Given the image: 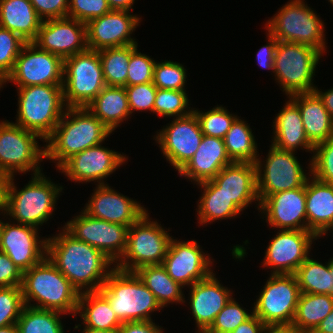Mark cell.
Segmentation results:
<instances>
[{
  "mask_svg": "<svg viewBox=\"0 0 333 333\" xmlns=\"http://www.w3.org/2000/svg\"><path fill=\"white\" fill-rule=\"evenodd\" d=\"M263 333H299L291 325L266 326Z\"/></svg>",
  "mask_w": 333,
  "mask_h": 333,
  "instance_id": "6125c7cd",
  "label": "cell"
},
{
  "mask_svg": "<svg viewBox=\"0 0 333 333\" xmlns=\"http://www.w3.org/2000/svg\"><path fill=\"white\" fill-rule=\"evenodd\" d=\"M203 133L194 112L185 117L173 118L153 137L176 171L180 170L198 150Z\"/></svg>",
  "mask_w": 333,
  "mask_h": 333,
  "instance_id": "e0dca14e",
  "label": "cell"
},
{
  "mask_svg": "<svg viewBox=\"0 0 333 333\" xmlns=\"http://www.w3.org/2000/svg\"><path fill=\"white\" fill-rule=\"evenodd\" d=\"M77 314L82 318L83 328L118 331L122 325L108 300L99 291L80 293Z\"/></svg>",
  "mask_w": 333,
  "mask_h": 333,
  "instance_id": "d6a6232c",
  "label": "cell"
},
{
  "mask_svg": "<svg viewBox=\"0 0 333 333\" xmlns=\"http://www.w3.org/2000/svg\"><path fill=\"white\" fill-rule=\"evenodd\" d=\"M189 295L191 313L198 327L197 333H205L233 297L232 291L220 284L214 272L190 286Z\"/></svg>",
  "mask_w": 333,
  "mask_h": 333,
  "instance_id": "d4e9b609",
  "label": "cell"
},
{
  "mask_svg": "<svg viewBox=\"0 0 333 333\" xmlns=\"http://www.w3.org/2000/svg\"><path fill=\"white\" fill-rule=\"evenodd\" d=\"M265 328L266 325L253 314L248 320L241 323L231 333H263Z\"/></svg>",
  "mask_w": 333,
  "mask_h": 333,
  "instance_id": "9f6ffc18",
  "label": "cell"
},
{
  "mask_svg": "<svg viewBox=\"0 0 333 333\" xmlns=\"http://www.w3.org/2000/svg\"><path fill=\"white\" fill-rule=\"evenodd\" d=\"M10 178L11 177L0 168V211L4 209Z\"/></svg>",
  "mask_w": 333,
  "mask_h": 333,
  "instance_id": "680465c9",
  "label": "cell"
},
{
  "mask_svg": "<svg viewBox=\"0 0 333 333\" xmlns=\"http://www.w3.org/2000/svg\"><path fill=\"white\" fill-rule=\"evenodd\" d=\"M272 145L284 151L298 148L314 152V145L306 136L298 106L289 98L273 120Z\"/></svg>",
  "mask_w": 333,
  "mask_h": 333,
  "instance_id": "83f0119b",
  "label": "cell"
},
{
  "mask_svg": "<svg viewBox=\"0 0 333 333\" xmlns=\"http://www.w3.org/2000/svg\"><path fill=\"white\" fill-rule=\"evenodd\" d=\"M127 99L131 114L134 111H147L154 113V102L157 87L153 82L126 86Z\"/></svg>",
  "mask_w": 333,
  "mask_h": 333,
  "instance_id": "f907efd6",
  "label": "cell"
},
{
  "mask_svg": "<svg viewBox=\"0 0 333 333\" xmlns=\"http://www.w3.org/2000/svg\"><path fill=\"white\" fill-rule=\"evenodd\" d=\"M331 4H332V6H333V0H328Z\"/></svg>",
  "mask_w": 333,
  "mask_h": 333,
  "instance_id": "a7ac6f4b",
  "label": "cell"
},
{
  "mask_svg": "<svg viewBox=\"0 0 333 333\" xmlns=\"http://www.w3.org/2000/svg\"><path fill=\"white\" fill-rule=\"evenodd\" d=\"M26 43L14 32L0 27V84L12 72L16 58Z\"/></svg>",
  "mask_w": 333,
  "mask_h": 333,
  "instance_id": "7bdbcfd3",
  "label": "cell"
},
{
  "mask_svg": "<svg viewBox=\"0 0 333 333\" xmlns=\"http://www.w3.org/2000/svg\"><path fill=\"white\" fill-rule=\"evenodd\" d=\"M243 212L251 202H260L257 192L255 163H237L225 166L212 180Z\"/></svg>",
  "mask_w": 333,
  "mask_h": 333,
  "instance_id": "484cf974",
  "label": "cell"
},
{
  "mask_svg": "<svg viewBox=\"0 0 333 333\" xmlns=\"http://www.w3.org/2000/svg\"><path fill=\"white\" fill-rule=\"evenodd\" d=\"M259 210L273 229L307 230L306 184L267 196Z\"/></svg>",
  "mask_w": 333,
  "mask_h": 333,
  "instance_id": "603a6c76",
  "label": "cell"
},
{
  "mask_svg": "<svg viewBox=\"0 0 333 333\" xmlns=\"http://www.w3.org/2000/svg\"><path fill=\"white\" fill-rule=\"evenodd\" d=\"M111 10H132L135 0H107Z\"/></svg>",
  "mask_w": 333,
  "mask_h": 333,
  "instance_id": "94428289",
  "label": "cell"
},
{
  "mask_svg": "<svg viewBox=\"0 0 333 333\" xmlns=\"http://www.w3.org/2000/svg\"><path fill=\"white\" fill-rule=\"evenodd\" d=\"M63 70L64 60L61 57L29 42L23 46L12 72L1 83V87L8 82L17 87L63 85Z\"/></svg>",
  "mask_w": 333,
  "mask_h": 333,
  "instance_id": "5bb4252c",
  "label": "cell"
},
{
  "mask_svg": "<svg viewBox=\"0 0 333 333\" xmlns=\"http://www.w3.org/2000/svg\"><path fill=\"white\" fill-rule=\"evenodd\" d=\"M307 231L319 237L333 223V185L316 179L306 182Z\"/></svg>",
  "mask_w": 333,
  "mask_h": 333,
  "instance_id": "f546056e",
  "label": "cell"
},
{
  "mask_svg": "<svg viewBox=\"0 0 333 333\" xmlns=\"http://www.w3.org/2000/svg\"><path fill=\"white\" fill-rule=\"evenodd\" d=\"M137 44L99 50L106 86H127L128 63Z\"/></svg>",
  "mask_w": 333,
  "mask_h": 333,
  "instance_id": "f35d334b",
  "label": "cell"
},
{
  "mask_svg": "<svg viewBox=\"0 0 333 333\" xmlns=\"http://www.w3.org/2000/svg\"><path fill=\"white\" fill-rule=\"evenodd\" d=\"M30 2L43 21L67 17L69 0H30Z\"/></svg>",
  "mask_w": 333,
  "mask_h": 333,
  "instance_id": "816d5d0a",
  "label": "cell"
},
{
  "mask_svg": "<svg viewBox=\"0 0 333 333\" xmlns=\"http://www.w3.org/2000/svg\"><path fill=\"white\" fill-rule=\"evenodd\" d=\"M0 333H18L17 325L12 324V325L0 327Z\"/></svg>",
  "mask_w": 333,
  "mask_h": 333,
  "instance_id": "be15d7a7",
  "label": "cell"
},
{
  "mask_svg": "<svg viewBox=\"0 0 333 333\" xmlns=\"http://www.w3.org/2000/svg\"><path fill=\"white\" fill-rule=\"evenodd\" d=\"M311 175L333 185V137L314 146Z\"/></svg>",
  "mask_w": 333,
  "mask_h": 333,
  "instance_id": "bcb514c9",
  "label": "cell"
},
{
  "mask_svg": "<svg viewBox=\"0 0 333 333\" xmlns=\"http://www.w3.org/2000/svg\"><path fill=\"white\" fill-rule=\"evenodd\" d=\"M209 256L200 249L197 241L185 242L172 238L162 265L175 282L190 287L213 272V262Z\"/></svg>",
  "mask_w": 333,
  "mask_h": 333,
  "instance_id": "ac0fdd59",
  "label": "cell"
},
{
  "mask_svg": "<svg viewBox=\"0 0 333 333\" xmlns=\"http://www.w3.org/2000/svg\"><path fill=\"white\" fill-rule=\"evenodd\" d=\"M186 78V69L178 62L155 63L153 84L158 89L185 90Z\"/></svg>",
  "mask_w": 333,
  "mask_h": 333,
  "instance_id": "ee69618b",
  "label": "cell"
},
{
  "mask_svg": "<svg viewBox=\"0 0 333 333\" xmlns=\"http://www.w3.org/2000/svg\"><path fill=\"white\" fill-rule=\"evenodd\" d=\"M232 163L226 152L224 139L203 135L198 150L178 174L199 184L212 180L225 166Z\"/></svg>",
  "mask_w": 333,
  "mask_h": 333,
  "instance_id": "4316f807",
  "label": "cell"
},
{
  "mask_svg": "<svg viewBox=\"0 0 333 333\" xmlns=\"http://www.w3.org/2000/svg\"><path fill=\"white\" fill-rule=\"evenodd\" d=\"M299 108L304 130L315 146L333 137V119L315 92L288 96Z\"/></svg>",
  "mask_w": 333,
  "mask_h": 333,
  "instance_id": "f1b7e54d",
  "label": "cell"
},
{
  "mask_svg": "<svg viewBox=\"0 0 333 333\" xmlns=\"http://www.w3.org/2000/svg\"><path fill=\"white\" fill-rule=\"evenodd\" d=\"M136 49L128 63L127 86L153 82L155 60Z\"/></svg>",
  "mask_w": 333,
  "mask_h": 333,
  "instance_id": "c3c4849f",
  "label": "cell"
},
{
  "mask_svg": "<svg viewBox=\"0 0 333 333\" xmlns=\"http://www.w3.org/2000/svg\"><path fill=\"white\" fill-rule=\"evenodd\" d=\"M295 153L278 149L271 144L266 162L261 161L258 154L255 166L260 203L271 194L300 188L306 184L311 175V160L306 174ZM262 162L265 163L264 166Z\"/></svg>",
  "mask_w": 333,
  "mask_h": 333,
  "instance_id": "7c38bea8",
  "label": "cell"
},
{
  "mask_svg": "<svg viewBox=\"0 0 333 333\" xmlns=\"http://www.w3.org/2000/svg\"><path fill=\"white\" fill-rule=\"evenodd\" d=\"M87 108L111 132L131 115L125 87L105 86Z\"/></svg>",
  "mask_w": 333,
  "mask_h": 333,
  "instance_id": "1f68e13d",
  "label": "cell"
},
{
  "mask_svg": "<svg viewBox=\"0 0 333 333\" xmlns=\"http://www.w3.org/2000/svg\"><path fill=\"white\" fill-rule=\"evenodd\" d=\"M111 11L107 0H69L67 17L87 24Z\"/></svg>",
  "mask_w": 333,
  "mask_h": 333,
  "instance_id": "681fc988",
  "label": "cell"
},
{
  "mask_svg": "<svg viewBox=\"0 0 333 333\" xmlns=\"http://www.w3.org/2000/svg\"><path fill=\"white\" fill-rule=\"evenodd\" d=\"M256 302L253 314L266 326L292 325L300 289L294 274H271Z\"/></svg>",
  "mask_w": 333,
  "mask_h": 333,
  "instance_id": "4fadbf2b",
  "label": "cell"
},
{
  "mask_svg": "<svg viewBox=\"0 0 333 333\" xmlns=\"http://www.w3.org/2000/svg\"><path fill=\"white\" fill-rule=\"evenodd\" d=\"M23 272L0 251V287L21 286Z\"/></svg>",
  "mask_w": 333,
  "mask_h": 333,
  "instance_id": "f5cc1de1",
  "label": "cell"
},
{
  "mask_svg": "<svg viewBox=\"0 0 333 333\" xmlns=\"http://www.w3.org/2000/svg\"><path fill=\"white\" fill-rule=\"evenodd\" d=\"M24 306L20 286L0 287V327L16 324Z\"/></svg>",
  "mask_w": 333,
  "mask_h": 333,
  "instance_id": "7dc6e473",
  "label": "cell"
},
{
  "mask_svg": "<svg viewBox=\"0 0 333 333\" xmlns=\"http://www.w3.org/2000/svg\"><path fill=\"white\" fill-rule=\"evenodd\" d=\"M323 56L315 48L303 44L278 41L274 57L275 80L288 96L314 92L316 65Z\"/></svg>",
  "mask_w": 333,
  "mask_h": 333,
  "instance_id": "9c48e42d",
  "label": "cell"
},
{
  "mask_svg": "<svg viewBox=\"0 0 333 333\" xmlns=\"http://www.w3.org/2000/svg\"><path fill=\"white\" fill-rule=\"evenodd\" d=\"M140 20L141 17L125 10H111L101 17L90 20L86 24L88 49L99 51L138 44L131 34Z\"/></svg>",
  "mask_w": 333,
  "mask_h": 333,
  "instance_id": "7402d4cb",
  "label": "cell"
},
{
  "mask_svg": "<svg viewBox=\"0 0 333 333\" xmlns=\"http://www.w3.org/2000/svg\"><path fill=\"white\" fill-rule=\"evenodd\" d=\"M203 188L202 196L198 200L197 214L199 224L205 225L217 220L235 218L242 211L226 194L211 181L199 184Z\"/></svg>",
  "mask_w": 333,
  "mask_h": 333,
  "instance_id": "836d02e7",
  "label": "cell"
},
{
  "mask_svg": "<svg viewBox=\"0 0 333 333\" xmlns=\"http://www.w3.org/2000/svg\"><path fill=\"white\" fill-rule=\"evenodd\" d=\"M17 88L19 97L15 124L36 133L45 142L67 109L63 86L32 85Z\"/></svg>",
  "mask_w": 333,
  "mask_h": 333,
  "instance_id": "5b68a950",
  "label": "cell"
},
{
  "mask_svg": "<svg viewBox=\"0 0 333 333\" xmlns=\"http://www.w3.org/2000/svg\"><path fill=\"white\" fill-rule=\"evenodd\" d=\"M163 327L153 321H133L122 323L118 333H164ZM162 329V330H161Z\"/></svg>",
  "mask_w": 333,
  "mask_h": 333,
  "instance_id": "11a10c76",
  "label": "cell"
},
{
  "mask_svg": "<svg viewBox=\"0 0 333 333\" xmlns=\"http://www.w3.org/2000/svg\"><path fill=\"white\" fill-rule=\"evenodd\" d=\"M42 21L30 0H0V27L27 43L36 40Z\"/></svg>",
  "mask_w": 333,
  "mask_h": 333,
  "instance_id": "4dcf8cb0",
  "label": "cell"
},
{
  "mask_svg": "<svg viewBox=\"0 0 333 333\" xmlns=\"http://www.w3.org/2000/svg\"><path fill=\"white\" fill-rule=\"evenodd\" d=\"M149 217L146 211L129 227L126 250L113 267L134 272L145 265L162 264L172 236Z\"/></svg>",
  "mask_w": 333,
  "mask_h": 333,
  "instance_id": "ba28073f",
  "label": "cell"
},
{
  "mask_svg": "<svg viewBox=\"0 0 333 333\" xmlns=\"http://www.w3.org/2000/svg\"><path fill=\"white\" fill-rule=\"evenodd\" d=\"M20 287L24 305L76 315L80 293L47 256L23 272Z\"/></svg>",
  "mask_w": 333,
  "mask_h": 333,
  "instance_id": "3957f363",
  "label": "cell"
},
{
  "mask_svg": "<svg viewBox=\"0 0 333 333\" xmlns=\"http://www.w3.org/2000/svg\"><path fill=\"white\" fill-rule=\"evenodd\" d=\"M0 220V251L22 272L40 263L47 255V238L41 239L38 229L20 223Z\"/></svg>",
  "mask_w": 333,
  "mask_h": 333,
  "instance_id": "d6986e66",
  "label": "cell"
},
{
  "mask_svg": "<svg viewBox=\"0 0 333 333\" xmlns=\"http://www.w3.org/2000/svg\"><path fill=\"white\" fill-rule=\"evenodd\" d=\"M83 211L93 218L130 227L147 210L106 184L97 185Z\"/></svg>",
  "mask_w": 333,
  "mask_h": 333,
  "instance_id": "cb8c5ba5",
  "label": "cell"
},
{
  "mask_svg": "<svg viewBox=\"0 0 333 333\" xmlns=\"http://www.w3.org/2000/svg\"><path fill=\"white\" fill-rule=\"evenodd\" d=\"M311 333H333V310L316 326Z\"/></svg>",
  "mask_w": 333,
  "mask_h": 333,
  "instance_id": "91938a15",
  "label": "cell"
},
{
  "mask_svg": "<svg viewBox=\"0 0 333 333\" xmlns=\"http://www.w3.org/2000/svg\"><path fill=\"white\" fill-rule=\"evenodd\" d=\"M325 264L308 257L299 266L294 275L300 293L332 295L333 278L329 271V261Z\"/></svg>",
  "mask_w": 333,
  "mask_h": 333,
  "instance_id": "74e56055",
  "label": "cell"
},
{
  "mask_svg": "<svg viewBox=\"0 0 333 333\" xmlns=\"http://www.w3.org/2000/svg\"><path fill=\"white\" fill-rule=\"evenodd\" d=\"M33 43L65 60L88 49L87 26L70 17L44 20Z\"/></svg>",
  "mask_w": 333,
  "mask_h": 333,
  "instance_id": "44dd1931",
  "label": "cell"
},
{
  "mask_svg": "<svg viewBox=\"0 0 333 333\" xmlns=\"http://www.w3.org/2000/svg\"><path fill=\"white\" fill-rule=\"evenodd\" d=\"M253 315L248 313L232 297L224 308L217 314L214 323L205 333H231L241 323Z\"/></svg>",
  "mask_w": 333,
  "mask_h": 333,
  "instance_id": "f6af8a7d",
  "label": "cell"
},
{
  "mask_svg": "<svg viewBox=\"0 0 333 333\" xmlns=\"http://www.w3.org/2000/svg\"><path fill=\"white\" fill-rule=\"evenodd\" d=\"M112 132L87 107H67L45 141L46 158L59 169L73 155L102 144Z\"/></svg>",
  "mask_w": 333,
  "mask_h": 333,
  "instance_id": "7a4b0ae2",
  "label": "cell"
},
{
  "mask_svg": "<svg viewBox=\"0 0 333 333\" xmlns=\"http://www.w3.org/2000/svg\"><path fill=\"white\" fill-rule=\"evenodd\" d=\"M317 239L307 230H278L266 247L262 266L273 268L270 274H295L310 256L311 245Z\"/></svg>",
  "mask_w": 333,
  "mask_h": 333,
  "instance_id": "2e32d148",
  "label": "cell"
},
{
  "mask_svg": "<svg viewBox=\"0 0 333 333\" xmlns=\"http://www.w3.org/2000/svg\"><path fill=\"white\" fill-rule=\"evenodd\" d=\"M314 92L322 100L324 107L326 108V110L328 111V113L330 114V116L333 119V88L329 89L325 92H322V91L318 90V88L316 87L314 89Z\"/></svg>",
  "mask_w": 333,
  "mask_h": 333,
  "instance_id": "6f0895ef",
  "label": "cell"
},
{
  "mask_svg": "<svg viewBox=\"0 0 333 333\" xmlns=\"http://www.w3.org/2000/svg\"><path fill=\"white\" fill-rule=\"evenodd\" d=\"M333 231V223L318 237V239H320V237H322V235H326L328 233V231L330 230ZM333 234V233H332ZM333 236V235H332Z\"/></svg>",
  "mask_w": 333,
  "mask_h": 333,
  "instance_id": "003e7915",
  "label": "cell"
},
{
  "mask_svg": "<svg viewBox=\"0 0 333 333\" xmlns=\"http://www.w3.org/2000/svg\"><path fill=\"white\" fill-rule=\"evenodd\" d=\"M62 86L67 107H87L106 86L99 52L87 49L66 58Z\"/></svg>",
  "mask_w": 333,
  "mask_h": 333,
  "instance_id": "30bf717a",
  "label": "cell"
},
{
  "mask_svg": "<svg viewBox=\"0 0 333 333\" xmlns=\"http://www.w3.org/2000/svg\"><path fill=\"white\" fill-rule=\"evenodd\" d=\"M61 229L47 238L46 256L79 293L98 291L113 270L114 262L102 251L76 239L64 227Z\"/></svg>",
  "mask_w": 333,
  "mask_h": 333,
  "instance_id": "6da1fadb",
  "label": "cell"
},
{
  "mask_svg": "<svg viewBox=\"0 0 333 333\" xmlns=\"http://www.w3.org/2000/svg\"><path fill=\"white\" fill-rule=\"evenodd\" d=\"M144 285L153 293L162 308L170 303H184L182 289L168 274L162 264L145 265L134 271Z\"/></svg>",
  "mask_w": 333,
  "mask_h": 333,
  "instance_id": "e575fe53",
  "label": "cell"
},
{
  "mask_svg": "<svg viewBox=\"0 0 333 333\" xmlns=\"http://www.w3.org/2000/svg\"><path fill=\"white\" fill-rule=\"evenodd\" d=\"M186 90L158 89L154 102V114L164 117H185L193 112Z\"/></svg>",
  "mask_w": 333,
  "mask_h": 333,
  "instance_id": "60d3db41",
  "label": "cell"
},
{
  "mask_svg": "<svg viewBox=\"0 0 333 333\" xmlns=\"http://www.w3.org/2000/svg\"><path fill=\"white\" fill-rule=\"evenodd\" d=\"M226 152L232 162L255 163L258 146L252 129L237 117L224 137Z\"/></svg>",
  "mask_w": 333,
  "mask_h": 333,
  "instance_id": "8d00e7d4",
  "label": "cell"
},
{
  "mask_svg": "<svg viewBox=\"0 0 333 333\" xmlns=\"http://www.w3.org/2000/svg\"><path fill=\"white\" fill-rule=\"evenodd\" d=\"M329 271L332 273V278H333V257L329 260ZM333 296V293H332Z\"/></svg>",
  "mask_w": 333,
  "mask_h": 333,
  "instance_id": "03108f58",
  "label": "cell"
},
{
  "mask_svg": "<svg viewBox=\"0 0 333 333\" xmlns=\"http://www.w3.org/2000/svg\"><path fill=\"white\" fill-rule=\"evenodd\" d=\"M304 0H290L266 22V30L278 41L311 46L325 53L324 23Z\"/></svg>",
  "mask_w": 333,
  "mask_h": 333,
  "instance_id": "52a82bcc",
  "label": "cell"
},
{
  "mask_svg": "<svg viewBox=\"0 0 333 333\" xmlns=\"http://www.w3.org/2000/svg\"><path fill=\"white\" fill-rule=\"evenodd\" d=\"M193 112L199 120L203 135L224 139L234 120L238 117L228 112L225 107L215 106L207 112H201L193 108Z\"/></svg>",
  "mask_w": 333,
  "mask_h": 333,
  "instance_id": "b9f144b4",
  "label": "cell"
},
{
  "mask_svg": "<svg viewBox=\"0 0 333 333\" xmlns=\"http://www.w3.org/2000/svg\"><path fill=\"white\" fill-rule=\"evenodd\" d=\"M332 310V295L300 293L291 326L299 333H311Z\"/></svg>",
  "mask_w": 333,
  "mask_h": 333,
  "instance_id": "d590c367",
  "label": "cell"
},
{
  "mask_svg": "<svg viewBox=\"0 0 333 333\" xmlns=\"http://www.w3.org/2000/svg\"><path fill=\"white\" fill-rule=\"evenodd\" d=\"M62 314L25 305L16 322L18 333H64Z\"/></svg>",
  "mask_w": 333,
  "mask_h": 333,
  "instance_id": "ab89813d",
  "label": "cell"
},
{
  "mask_svg": "<svg viewBox=\"0 0 333 333\" xmlns=\"http://www.w3.org/2000/svg\"><path fill=\"white\" fill-rule=\"evenodd\" d=\"M80 213L65 223L64 228L76 239L102 251L116 263L126 250L129 227L93 218L83 210Z\"/></svg>",
  "mask_w": 333,
  "mask_h": 333,
  "instance_id": "9a60e30c",
  "label": "cell"
},
{
  "mask_svg": "<svg viewBox=\"0 0 333 333\" xmlns=\"http://www.w3.org/2000/svg\"><path fill=\"white\" fill-rule=\"evenodd\" d=\"M98 291L108 300L122 323L152 321L151 313L162 309L135 272L114 267Z\"/></svg>",
  "mask_w": 333,
  "mask_h": 333,
  "instance_id": "8992f818",
  "label": "cell"
},
{
  "mask_svg": "<svg viewBox=\"0 0 333 333\" xmlns=\"http://www.w3.org/2000/svg\"><path fill=\"white\" fill-rule=\"evenodd\" d=\"M37 139L42 138L14 122L1 121L0 168L10 177L30 170L33 175L41 173L40 162L46 158V149L39 146Z\"/></svg>",
  "mask_w": 333,
  "mask_h": 333,
  "instance_id": "8fae6325",
  "label": "cell"
},
{
  "mask_svg": "<svg viewBox=\"0 0 333 333\" xmlns=\"http://www.w3.org/2000/svg\"><path fill=\"white\" fill-rule=\"evenodd\" d=\"M14 177L9 180L3 215H9L17 223L39 229L52 216L57 199L64 188L51 182L42 172L33 177L23 189L17 190Z\"/></svg>",
  "mask_w": 333,
  "mask_h": 333,
  "instance_id": "277c9868",
  "label": "cell"
},
{
  "mask_svg": "<svg viewBox=\"0 0 333 333\" xmlns=\"http://www.w3.org/2000/svg\"><path fill=\"white\" fill-rule=\"evenodd\" d=\"M82 333H118L117 331H109V330H98L93 328H84Z\"/></svg>",
  "mask_w": 333,
  "mask_h": 333,
  "instance_id": "e7e4bbea",
  "label": "cell"
},
{
  "mask_svg": "<svg viewBox=\"0 0 333 333\" xmlns=\"http://www.w3.org/2000/svg\"><path fill=\"white\" fill-rule=\"evenodd\" d=\"M101 145L87 148L73 155L58 170L71 181L79 183L94 181L98 182L96 185H106L104 180L121 167L120 165H123L128 158L123 153Z\"/></svg>",
  "mask_w": 333,
  "mask_h": 333,
  "instance_id": "ffe728a7",
  "label": "cell"
},
{
  "mask_svg": "<svg viewBox=\"0 0 333 333\" xmlns=\"http://www.w3.org/2000/svg\"><path fill=\"white\" fill-rule=\"evenodd\" d=\"M266 36L268 37L267 39H268L269 43L259 49L258 53L256 54L257 55L256 57H257L258 64L262 68L272 70V72H273L274 57H275V53H276L278 40L268 32H267Z\"/></svg>",
  "mask_w": 333,
  "mask_h": 333,
  "instance_id": "db71d44e",
  "label": "cell"
}]
</instances>
